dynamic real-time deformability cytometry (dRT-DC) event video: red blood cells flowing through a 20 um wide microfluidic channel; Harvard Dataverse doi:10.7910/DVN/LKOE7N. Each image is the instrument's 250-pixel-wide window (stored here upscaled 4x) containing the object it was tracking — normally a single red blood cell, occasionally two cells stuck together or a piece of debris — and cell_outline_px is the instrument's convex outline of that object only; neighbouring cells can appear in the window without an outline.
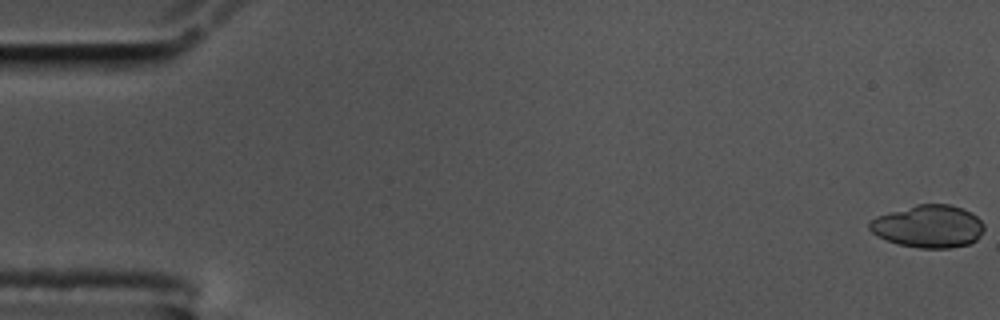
{"species": "common noctule bat (a hibernating species)", "species_latin": "Nyctalus noctula", "temperature_condition": "cold", "stored_images_in_passage": 58, "camera_frame_rate_fps": 3000, "um_per_image_px": 0.085, "animal": {"sex": "male", "body_mass_g": 17.5, "forearm_length_mm": 52.3}, "frame": {"image": 1, "passage_image": 1, "time_ms": 0.0, "image_size_px": [1000, 320], "cell_outline_px": [[984, 228], [980, 236], [976, 240], [968, 244], [948, 248], [920, 248], [900, 244], [876, 236], [868, 228], [868, 224], [876, 216], [916, 204], [948, 204], [964, 208], [972, 212], [984, 224]], "centroid_in_image_um": [78.92, 19.23], "position_along_channel_um": 6.1, "area_um2": 28.44}}
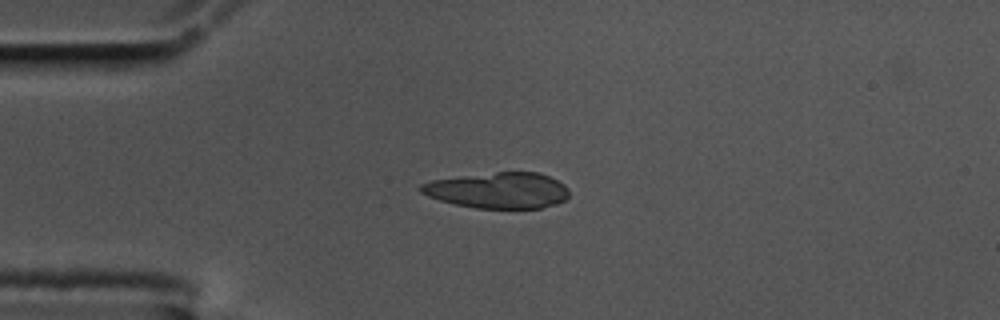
{"frame": {"image": 2, "passage_image": 15, "time_ms": 4.667, "image_size_px": [1000, 320], "cell_outline_px": [[568, 196], [564, 200], [556, 204], [540, 208], [476, 208], [456, 204], [440, 200], [428, 196], [420, 192], [420, 184], [432, 180], [496, 172], [536, 172], [548, 176], [564, 184], [568, 188]], "centroid_in_image_um": [42.35, 16.18], "position_along_channel_um": 42.6, "area_um2": 30.75}}